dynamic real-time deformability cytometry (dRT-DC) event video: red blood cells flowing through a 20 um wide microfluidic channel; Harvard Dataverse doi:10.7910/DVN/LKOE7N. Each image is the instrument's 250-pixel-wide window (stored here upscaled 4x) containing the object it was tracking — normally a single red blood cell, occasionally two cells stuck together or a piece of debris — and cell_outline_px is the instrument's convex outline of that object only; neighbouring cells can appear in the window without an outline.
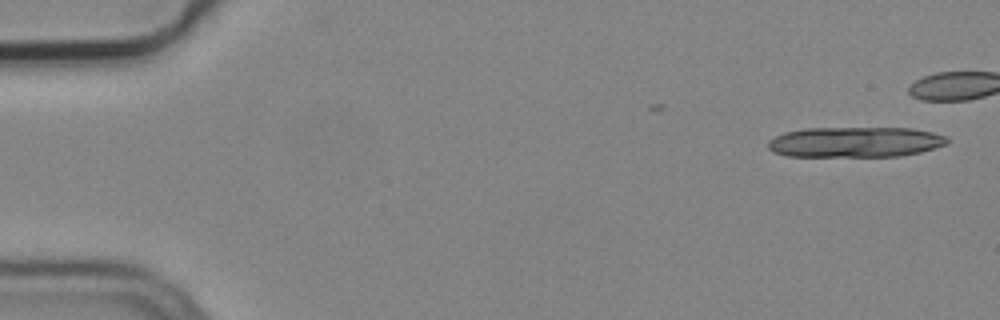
{"species": "common noctule bat (a hibernating species)", "species_latin": "Nyctalus noctula", "temperature_condition": "cold", "stored_images_in_passage": 4, "camera_frame_rate_fps": 3000, "um_per_image_px": 0.085, "animal": {"sex": "male", "body_mass_g": 19.2, "forearm_length_mm": 51.8}, "frame": {"image": 1, "passage_image": 1, "time_ms": 0.0, "image_size_px": [1000, 320], "cell_outline_px": [[948, 144], [920, 152], [900, 156], [788, 156], [772, 152], [768, 148], [768, 140], [784, 132], [804, 128], [912, 128], [932, 132], [944, 136], [948, 140]], "centroid_in_image_um": [72.66, 12.07], "position_along_channel_um": 12.3, "area_um2": 31.79}}